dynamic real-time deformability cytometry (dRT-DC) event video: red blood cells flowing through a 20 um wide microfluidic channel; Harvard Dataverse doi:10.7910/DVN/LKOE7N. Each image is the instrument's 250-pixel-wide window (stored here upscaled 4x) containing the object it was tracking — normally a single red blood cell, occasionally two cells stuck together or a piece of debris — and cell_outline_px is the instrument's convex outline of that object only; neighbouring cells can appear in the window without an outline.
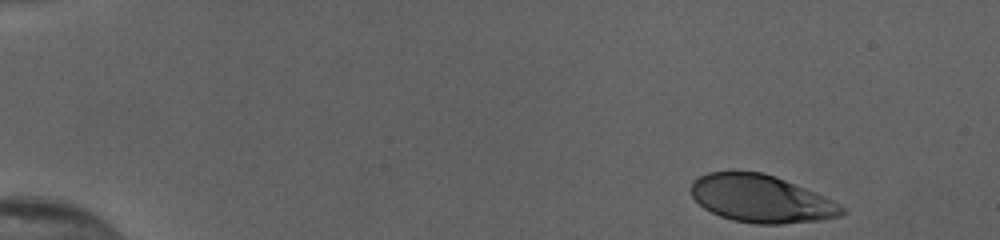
{"species": "human", "species_latin": "Homo sapiens", "temperature_condition": "cold", "stored_images_in_passage": 49, "camera_frame_rate_fps": 3000, "um_per_image_px": 0.085, "donor": {"sex": "female"}, "frame": {"image": 1, "passage_image": 1, "time_ms": 0.0, "image_size_px": [1000, 240], "cell_outline_px": [[848, 212], [840, 216], [820, 220], [784, 224], [756, 224], [732, 220], [720, 216], [704, 208], [692, 196], [692, 180], [708, 172], [760, 172], [776, 176], [824, 196], [832, 200], [844, 208]], "centroid_in_image_um": [64.71, 16.91], "position_along_channel_um": 20.3, "area_um2": 41.56}}
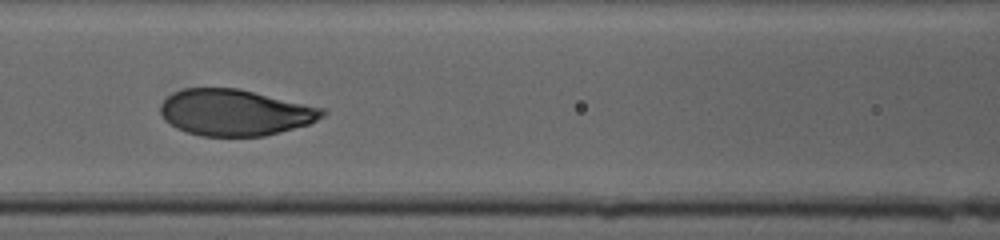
{"frame": {"image": 2, "passage_image": 21, "time_ms": 6.667, "image_size_px": [1000, 240], "cell_outline_px": [[328, 112], [324, 116], [308, 124], [264, 136], [200, 136], [184, 132], [176, 128], [164, 120], [160, 112], [160, 104], [172, 92], [184, 88], [236, 88], [324, 108]], "centroid_in_image_um": [19.93, 9.57], "position_along_channel_um": 146.7, "area_um2": 43.64}}
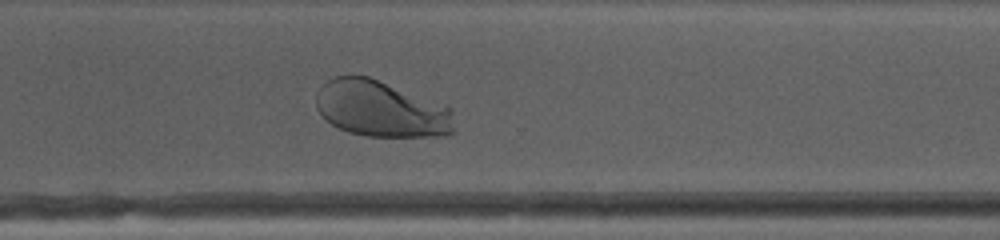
{"frame": {"image": 3, "passage_image": 36, "time_ms": 11.667, "image_size_px": [1000, 240], "cell_outline_px": [[452, 132], [448, 136], [364, 136], [348, 132], [332, 124], [316, 108], [316, 92], [328, 80], [336, 76], [368, 76], [448, 104], [452, 108]], "centroid_in_image_um": [32.43, 9.25], "position_along_channel_um": 338.2, "area_um2": 45.49}, "authors_computed_cell_mechanics": {"area_um2": 44.3904, "velocity_mm_per_s": 3.839, "shape_relaxation_time_tau1_ms": 2.564, "shape_relaxation_time_tau2_ms": null, "deformation_change_tau1": 0.1613, "deformation_change_tau2": null}}